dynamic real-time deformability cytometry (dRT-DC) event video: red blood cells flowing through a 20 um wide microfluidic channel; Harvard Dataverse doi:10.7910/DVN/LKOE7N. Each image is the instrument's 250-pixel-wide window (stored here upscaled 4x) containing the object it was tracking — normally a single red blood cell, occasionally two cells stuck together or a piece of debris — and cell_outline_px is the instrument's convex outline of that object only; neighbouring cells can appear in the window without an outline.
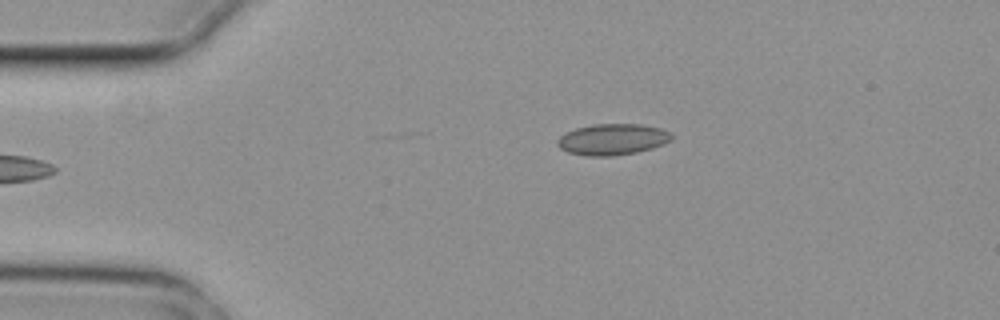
{"species": "common noctule bat (a hibernating species)", "species_latin": "Nyctalus noctula", "temperature_condition": "cold", "stored_images_in_passage": 4, "camera_frame_rate_fps": 3000, "um_per_image_px": 0.085, "animal": {"sex": "female", "body_mass_g": 29.2, "forearm_length_mm": 56.3}, "frame": {"image": 1, "passage_image": 3, "time_ms": 0.667, "image_size_px": [1000, 320], "cell_outline_px": [[672, 140], [664, 144], [652, 148], [636, 152], [612, 156], [588, 156], [568, 152], [560, 148], [556, 144], [556, 140], [560, 136], [576, 128], [592, 124], [640, 124], [660, 128], [668, 132], [672, 136]], "centroid_in_image_um": [52.05, 11.85], "position_along_channel_um": 33.0, "area_um2": 20.69}}